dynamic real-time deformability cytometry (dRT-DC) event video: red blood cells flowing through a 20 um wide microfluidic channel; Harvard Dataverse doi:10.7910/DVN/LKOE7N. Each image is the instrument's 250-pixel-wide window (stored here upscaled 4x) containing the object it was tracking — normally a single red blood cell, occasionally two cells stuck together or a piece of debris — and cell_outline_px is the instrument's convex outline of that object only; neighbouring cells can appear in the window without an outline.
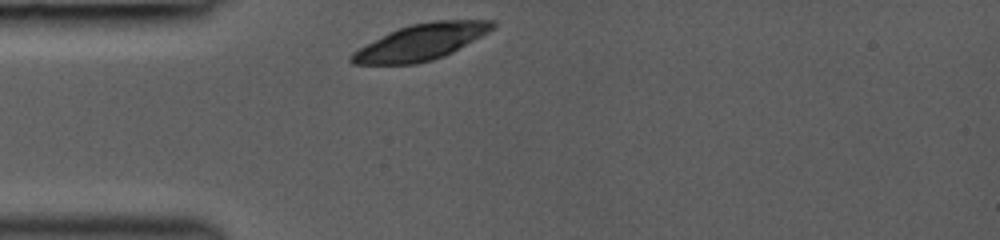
{"species": "common noctule bat (a hibernating species)", "species_latin": "Nyctalus noctula", "temperature_condition": "room temperature", "stored_images_in_passage": 2, "camera_frame_rate_fps": 3000, "um_per_image_px": 0.085, "animal": {"sex": "female", "body_mass_g": 19.0, "forearm_length_mm": 53.3}, "frame": {"image": 1, "passage_image": 1, "time_ms": 0.0, "image_size_px": [1000, 240], "cell_outline_px": [[496, 24], [488, 32], [452, 52], [444, 56], [432, 60], [416, 64], [352, 64], [348, 60], [348, 56], [352, 52], [400, 28], [412, 24], [436, 20], [496, 20]], "centroid_in_image_um": [35.8, 3.58], "position_along_channel_um": 49.2, "area_um2": 29.07}}